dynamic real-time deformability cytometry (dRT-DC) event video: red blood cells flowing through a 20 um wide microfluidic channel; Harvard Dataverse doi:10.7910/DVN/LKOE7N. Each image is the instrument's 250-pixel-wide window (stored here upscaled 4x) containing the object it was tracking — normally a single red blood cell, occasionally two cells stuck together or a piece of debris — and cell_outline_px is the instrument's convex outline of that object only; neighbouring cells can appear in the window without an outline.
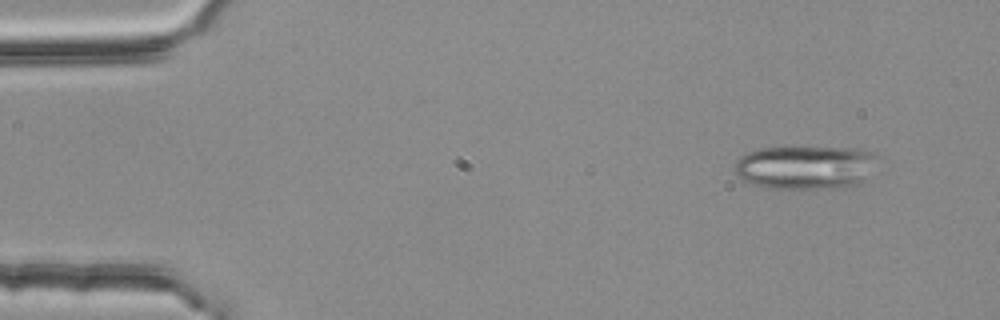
{"species": "common noctule bat (a hibernating species)", "species_latin": "Nyctalus noctula", "temperature_condition": "room temperature", "stored_images_in_passage": 4, "camera_frame_rate_fps": 3000, "um_per_image_px": 0.085, "animal": {"sex": "female", "body_mass_g": 25.1}, "frame": {"image": 1, "passage_image": 1, "time_ms": 0.0, "image_size_px": [1000, 320], "cell_outline_px": [[872, 156], [864, 180], [860, 184], [840, 188], [764, 188], [752, 184], [736, 176], [732, 168], [736, 160], [740, 156], [748, 152], [760, 148], [860, 148], [872, 152]], "centroid_in_image_um": [68.31, 14.23], "position_along_channel_um": 16.7, "area_um2": 35.84}}